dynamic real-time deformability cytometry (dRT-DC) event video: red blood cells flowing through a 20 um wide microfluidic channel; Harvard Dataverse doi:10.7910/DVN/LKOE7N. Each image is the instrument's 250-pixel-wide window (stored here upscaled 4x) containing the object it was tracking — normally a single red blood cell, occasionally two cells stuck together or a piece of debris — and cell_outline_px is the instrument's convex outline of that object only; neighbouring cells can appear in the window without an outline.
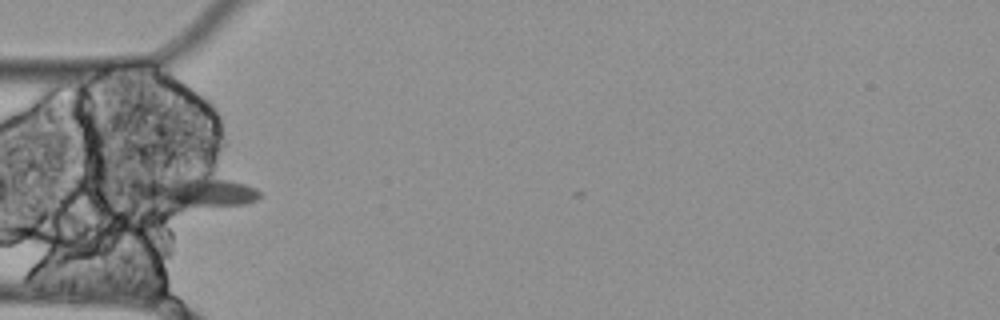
{"species": "Egyptian fruit bat (a non-hibernating species)", "species_latin": "Rousettus aegyptiacus", "temperature_condition": "cold", "stored_images_in_passage": 2, "camera_frame_rate_fps": 3000, "um_per_image_px": 0.085, "animal": {"sex": "female"}, "frame": {"image": 1, "passage_image": 2, "time_ms": 0.333, "image_size_px": [1000, 320], "cell_outline_px": [[264, 196], [256, 200], [244, 204], [172, 212], [116, 192], [128, 184], [168, 176], [204, 172], [244, 184], [256, 188]], "centroid_in_image_um": [16.25, 16.33], "position_along_channel_um": 68.7, "area_um2": 26.65}}